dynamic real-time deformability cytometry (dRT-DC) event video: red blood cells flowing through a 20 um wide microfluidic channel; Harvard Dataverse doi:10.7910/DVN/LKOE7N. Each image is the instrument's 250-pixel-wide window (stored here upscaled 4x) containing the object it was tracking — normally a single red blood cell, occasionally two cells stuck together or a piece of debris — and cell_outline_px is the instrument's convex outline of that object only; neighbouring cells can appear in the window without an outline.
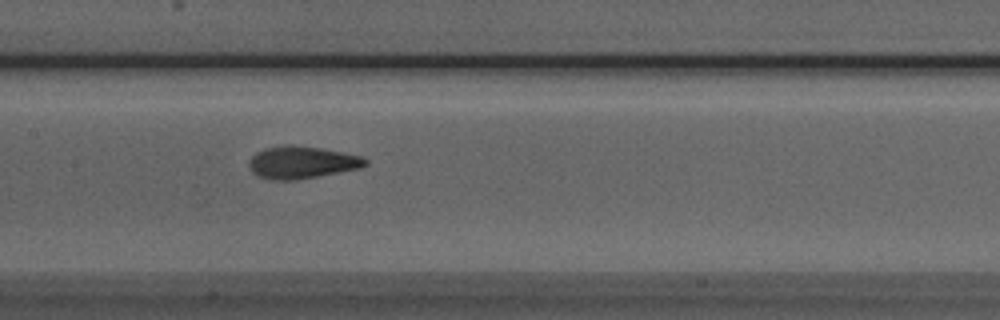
{"species": "Egyptian fruit bat (a non-hibernating species)", "species_latin": "Rousettus aegyptiacus", "temperature_condition": "room temperature", "stored_images_in_passage": 5, "camera_frame_rate_fps": 3000, "um_per_image_px": 0.085, "animal": {"sex": "male"}, "frame": {"image": 1, "passage_image": 5, "time_ms": 4.667, "image_size_px": [1000, 320], "cell_outline_px": [[368, 164], [360, 168], [296, 180], [272, 180], [256, 176], [252, 172], [248, 164], [248, 160], [256, 152], [264, 148], [320, 148], [344, 152], [364, 156], [368, 160]], "centroid_in_image_um": [25.68, 13.85], "position_along_channel_um": 181.7, "area_um2": 21.33}}